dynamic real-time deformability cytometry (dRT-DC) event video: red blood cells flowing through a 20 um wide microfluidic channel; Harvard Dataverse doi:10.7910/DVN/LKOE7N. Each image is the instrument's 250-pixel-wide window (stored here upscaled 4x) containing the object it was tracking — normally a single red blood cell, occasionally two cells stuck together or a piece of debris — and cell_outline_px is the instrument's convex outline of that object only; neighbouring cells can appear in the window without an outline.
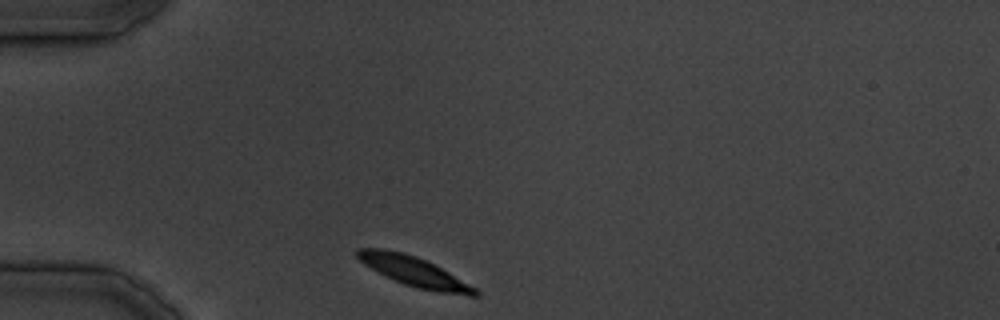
{"species": "common noctule bat (a hibernating species)", "species_latin": "Nyctalus noctula", "temperature_condition": "cold", "stored_images_in_passage": 28, "camera_frame_rate_fps": 3000, "um_per_image_px": 0.085, "animal": {"sex": "male", "body_mass_g": 19.5, "forearm_length_mm": 54.6}, "frame": {"image": 1, "passage_image": 1, "time_ms": 0.0, "image_size_px": [1000, 320], "cell_outline_px": [[480, 296], [468, 296], [436, 292], [416, 288], [404, 284], [384, 276], [364, 264], [356, 256], [356, 248], [384, 248], [404, 252], [416, 256], [448, 272], [476, 288], [480, 292]], "centroid_in_image_um": [35.19, 23.09], "position_along_channel_um": 49.8, "area_um2": 20.46}}
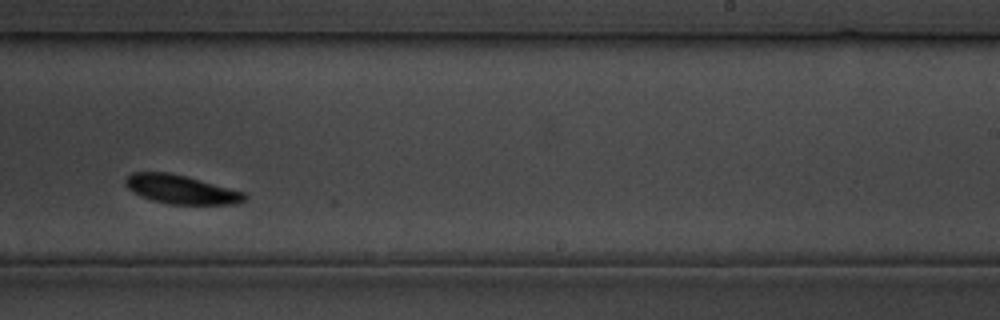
{"frame": {"image": 2, "passage_image": 15, "time_ms": 17.667, "image_size_px": [1000, 320], "cell_outline_px": [[248, 196], [244, 200], [236, 204], [168, 204], [152, 200], [140, 196], [132, 192], [124, 184], [124, 180], [132, 172], [168, 172], [200, 180], [244, 192]], "centroid_in_image_um": [15.35, 16.1], "position_along_channel_um": 273.7, "area_um2": 19.88}}
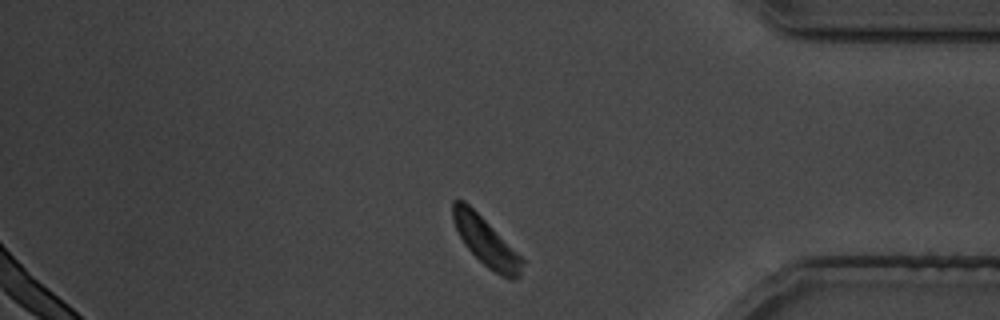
{"frame": {"image": 3, "passage_image": 23, "time_ms": 27.667, "image_size_px": [1000, 320], "cell_outline_px": [[524, 264], [520, 276], [516, 280], [508, 280], [500, 276], [488, 268], [464, 244], [452, 220], [452, 200], [464, 200], [524, 260]], "centroid_in_image_um": [41.3, 20.59], "position_along_channel_um": 393.9, "area_um2": 19.13}}